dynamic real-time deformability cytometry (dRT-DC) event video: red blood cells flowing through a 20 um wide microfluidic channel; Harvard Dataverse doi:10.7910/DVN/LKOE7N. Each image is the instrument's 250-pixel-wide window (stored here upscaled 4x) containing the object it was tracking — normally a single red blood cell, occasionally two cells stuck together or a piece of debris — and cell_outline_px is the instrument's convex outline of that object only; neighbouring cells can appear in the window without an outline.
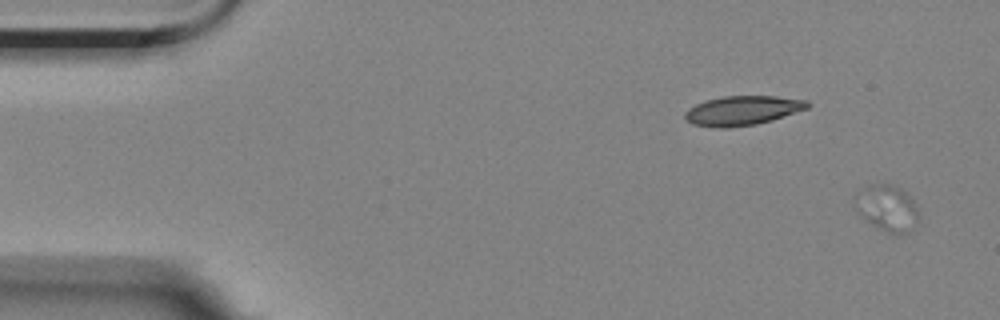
{"species": "Egyptian fruit bat (a non-hibernating species)", "species_latin": "Rousettus aegyptiacus", "temperature_condition": "room temperature", "stored_images_in_passage": 5, "camera_frame_rate_fps": 3000, "um_per_image_px": 0.085, "animal": {"sex": "female"}, "frame": {"image": 1, "passage_image": 1, "time_ms": 0.0, "image_size_px": [1000, 320], "cell_outline_px": [[920, 216], [908, 232], [896, 236], [876, 228], [864, 220], [856, 212], [852, 200], [852, 196], [856, 192], [872, 184], [888, 184], [900, 188], [912, 200]], "centroid_in_image_um": [75.32, 17.71], "position_along_channel_um": 9.7, "area_um2": 17.51}}